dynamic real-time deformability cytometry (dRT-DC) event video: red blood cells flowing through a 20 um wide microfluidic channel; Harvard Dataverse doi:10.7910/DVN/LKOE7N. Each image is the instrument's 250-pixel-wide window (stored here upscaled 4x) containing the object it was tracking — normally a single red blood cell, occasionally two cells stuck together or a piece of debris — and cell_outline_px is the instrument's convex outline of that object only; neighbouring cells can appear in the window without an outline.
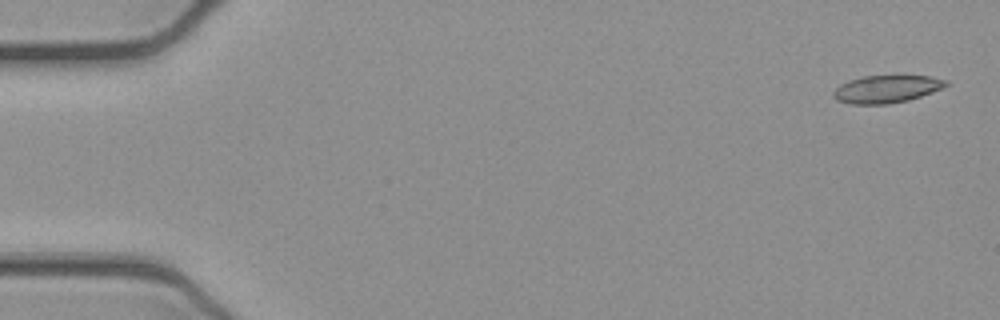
{"species": "common noctule bat (a hibernating species)", "species_latin": "Nyctalus noctula", "temperature_condition": "cold", "stored_images_in_passage": 52, "camera_frame_rate_fps": 3000, "um_per_image_px": 0.085, "animal": {"sex": "female", "body_mass_g": 21.9}, "frame": {"image": 1, "passage_image": 2, "time_ms": 0.333, "image_size_px": [1000, 320], "cell_outline_px": [[948, 84], [932, 92], [908, 100], [888, 104], [848, 104], [836, 100], [832, 96], [832, 92], [840, 84], [848, 80], [864, 76], [932, 76], [948, 80]], "centroid_in_image_um": [75.31, 7.57], "position_along_channel_um": 9.7, "area_um2": 18.09}}
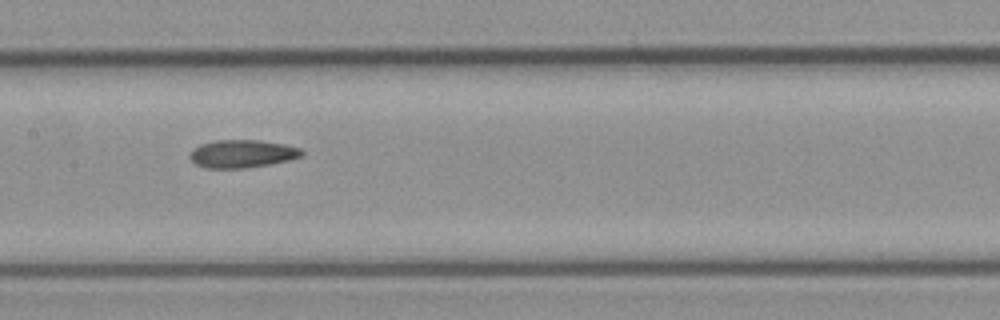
{"frame": {"image": 2, "passage_image": 26, "time_ms": 8.333, "image_size_px": [1000, 320], "cell_outline_px": [[304, 156], [288, 160], [268, 164], [244, 168], [204, 168], [196, 164], [188, 156], [200, 144], [216, 140], [260, 140], [284, 144], [300, 148], [304, 152]], "centroid_in_image_um": [20.61, 13.06], "position_along_channel_um": 186.8, "area_um2": 18.09}}
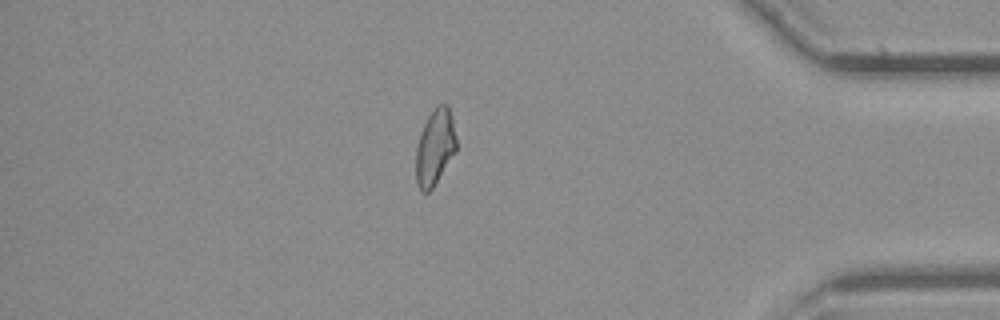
{"frame": {"image": 3, "passage_image": 45, "time_ms": 14.667, "image_size_px": [1000, 320], "cell_outline_px": [[456, 152], [432, 188], [428, 192], [420, 192], [416, 180], [416, 148], [420, 132], [428, 116], [436, 104], [448, 104], [452, 116], [456, 136]], "centroid_in_image_um": [36.97, 12.49], "position_along_channel_um": 398.2, "area_um2": 18.03}, "authors_computed_cell_mechanics": {"area_um2": 18.207, "velocity_mm_per_s": 3.9051, "shape_relaxation_time_tau1_ms": null, "shape_relaxation_time_tau2_ms": 4.3203, "deformation_change_tau1": null, "deformation_change_tau2": 0.1236}}